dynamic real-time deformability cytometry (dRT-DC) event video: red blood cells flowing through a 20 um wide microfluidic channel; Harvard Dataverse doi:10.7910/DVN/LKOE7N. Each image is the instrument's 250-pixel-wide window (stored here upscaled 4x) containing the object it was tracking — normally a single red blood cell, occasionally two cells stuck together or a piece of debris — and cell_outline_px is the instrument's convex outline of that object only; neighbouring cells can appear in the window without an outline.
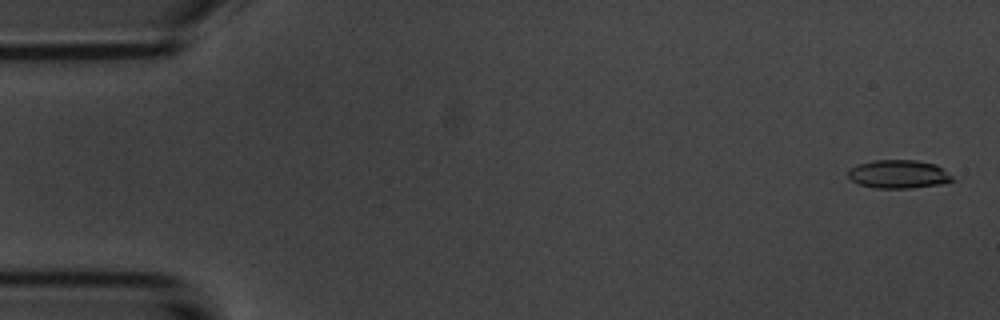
{"species": "common noctule bat (a hibernating species)", "species_latin": "Nyctalus noctula", "temperature_condition": "room temperature", "stored_images_in_passage": 5, "camera_frame_rate_fps": 3000, "um_per_image_px": 0.085, "animal": {"sex": "male", "body_mass_g": 20.1, "forearm_length_mm": 53.5}, "frame": {"image": 1, "passage_image": 1, "time_ms": 0.0, "image_size_px": [1000, 320], "cell_outline_px": [[956, 180], [940, 184], [912, 188], [876, 188], [860, 184], [852, 180], [848, 176], [848, 168], [872, 160], [916, 160], [936, 164], [952, 176]], "centroid_in_image_um": [76.38, 14.8], "position_along_channel_um": 8.6, "area_um2": 17.22}}
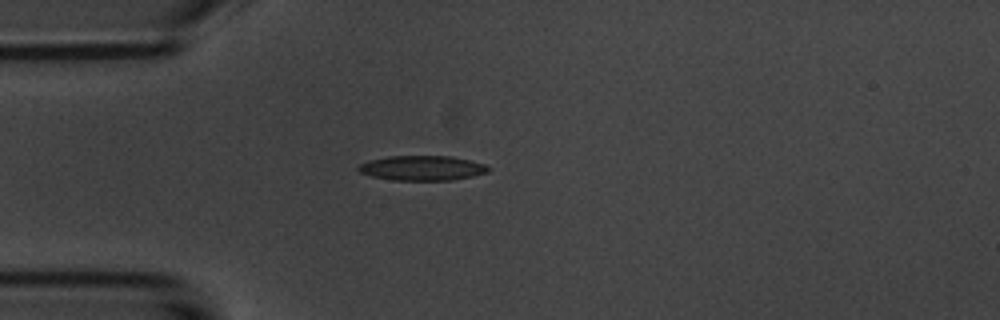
{"frame": {"image": 2, "passage_image": 4, "time_ms": 4.333, "image_size_px": [1000, 320], "cell_outline_px": [[488, 172], [472, 176], [452, 180], [392, 180], [372, 176], [360, 172], [356, 168], [360, 164], [368, 160], [388, 156], [452, 156], [484, 164], [488, 168]], "centroid_in_image_um": [35.84, 14.28], "position_along_channel_um": 49.2, "area_um2": 18.67}}